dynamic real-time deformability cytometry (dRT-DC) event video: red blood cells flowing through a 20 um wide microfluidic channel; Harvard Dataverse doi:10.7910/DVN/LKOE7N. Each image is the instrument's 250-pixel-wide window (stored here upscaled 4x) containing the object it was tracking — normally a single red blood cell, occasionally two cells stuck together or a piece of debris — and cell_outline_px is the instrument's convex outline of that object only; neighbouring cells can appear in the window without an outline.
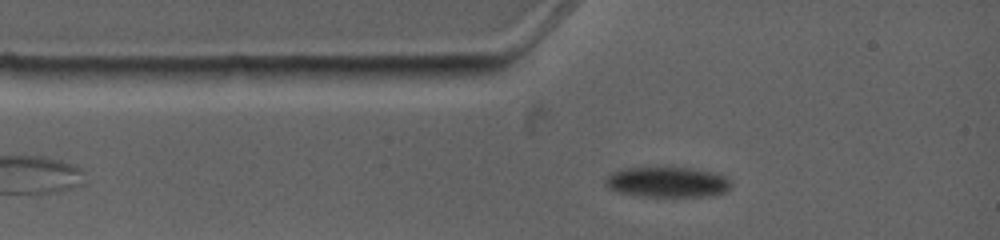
{"species": "common noctule bat (a hibernating species)", "species_latin": "Nyctalus noctula", "temperature_condition": "warm", "stored_images_in_passage": 2, "camera_frame_rate_fps": 4500, "um_per_image_px": 0.085, "animal": {"sex": "female", "body_mass_g": 19.0, "forearm_length_mm": 53.3}, "frame": {"image": 1, "passage_image": 1, "time_ms": 0.0, "image_size_px": [1000, 240], "cell_outline_px": [[732, 184], [724, 192], [712, 196], [640, 196], [616, 192], [608, 188], [604, 184], [604, 176], [620, 168], [656, 164], [672, 164], [720, 172], [728, 176], [732, 180]], "centroid_in_image_um": [56.71, 15.39], "position_along_channel_um": 28.3, "area_um2": 24.16}}